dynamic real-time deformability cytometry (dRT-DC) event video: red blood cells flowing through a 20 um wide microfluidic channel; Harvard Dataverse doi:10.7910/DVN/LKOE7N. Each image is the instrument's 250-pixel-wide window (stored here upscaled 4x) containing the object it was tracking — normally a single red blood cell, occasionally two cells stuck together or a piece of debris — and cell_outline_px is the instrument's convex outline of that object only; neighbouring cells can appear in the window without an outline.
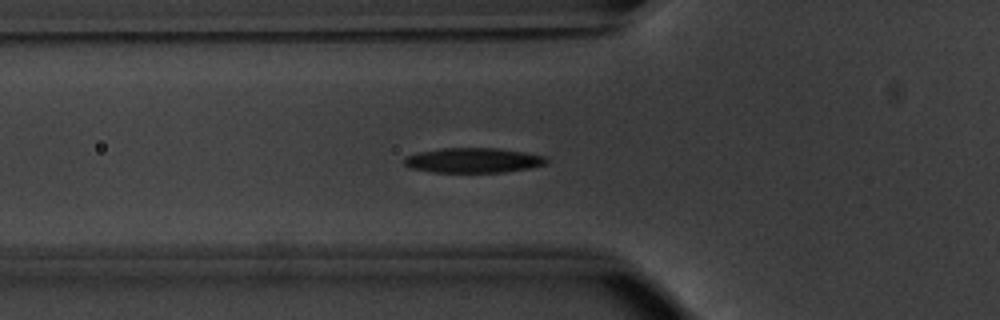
{"species": "common noctule bat (a hibernating species)", "species_latin": "Nyctalus noctula", "temperature_condition": "warm", "stored_images_in_passage": 37, "camera_frame_rate_fps": 3000, "um_per_image_px": 0.085, "animal": {"sex": "male", "body_mass_g": 20.1, "forearm_length_mm": 53.5}, "frame": {"image": 1, "passage_image": 2, "time_ms": 0.333, "image_size_px": [1000, 320], "cell_outline_px": [[548, 160], [544, 164], [528, 168], [504, 172], [432, 172], [408, 168], [404, 164], [404, 160], [408, 156], [416, 152], [440, 148], [496, 148], [524, 152], [544, 156]], "centroid_in_image_um": [40.17, 13.62], "position_along_channel_um": 85.6, "area_um2": 20.58}}
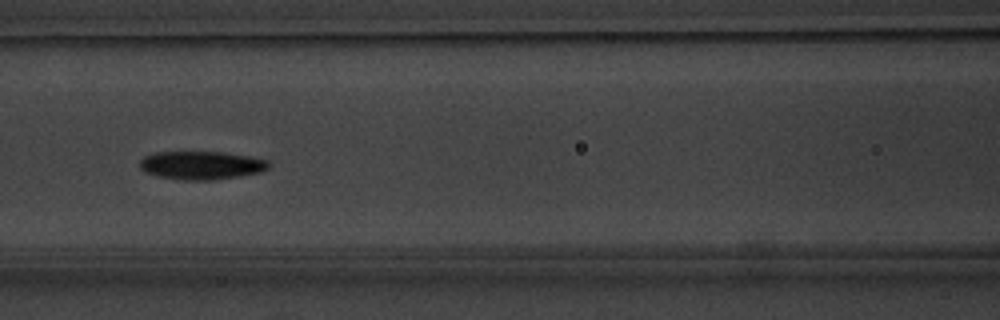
{"frame": {"image": 2, "passage_image": 7, "time_ms": 2.0, "image_size_px": [1000, 320], "cell_outline_px": [[272, 164], [268, 168], [260, 172], [240, 176], [212, 180], [180, 180], [156, 176], [144, 172], [140, 168], [140, 160], [144, 156], [152, 152], [224, 152], [248, 156], [268, 160]], "centroid_in_image_um": [17.1, 14.05], "position_along_channel_um": 149.5, "area_um2": 21.5}}
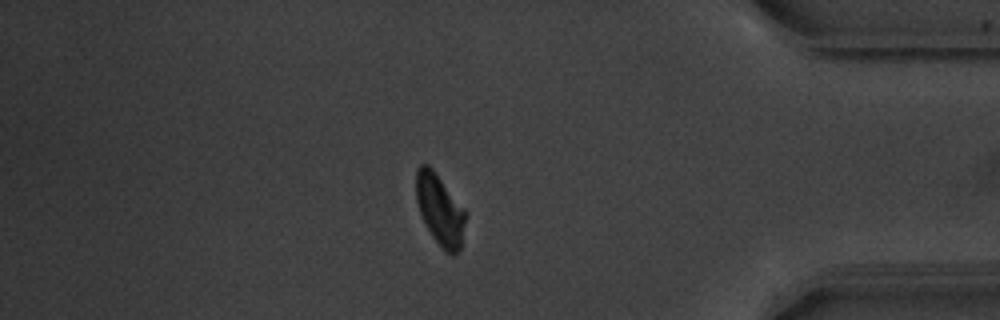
{"frame": {"image": 3, "passage_image": 29, "time_ms": 9.333, "image_size_px": [1000, 320], "cell_outline_px": [[468, 216], [460, 252], [452, 256], [432, 236], [420, 212], [416, 200], [416, 168], [420, 164], [428, 164], [432, 168], [468, 212]], "centroid_in_image_um": [37.44, 17.82], "position_along_channel_um": 397.8, "area_um2": 20.63}, "authors_computed_cell_mechanics": {"area_um2": 20.6346, "velocity_mm_per_s": 3.7815, "shape_relaxation_time_tau1_ms": 2.6412, "shape_relaxation_time_tau2_ms": 6.2655, "deformation_change_tau1": 0.1305, "deformation_change_tau2": 0.1062}}